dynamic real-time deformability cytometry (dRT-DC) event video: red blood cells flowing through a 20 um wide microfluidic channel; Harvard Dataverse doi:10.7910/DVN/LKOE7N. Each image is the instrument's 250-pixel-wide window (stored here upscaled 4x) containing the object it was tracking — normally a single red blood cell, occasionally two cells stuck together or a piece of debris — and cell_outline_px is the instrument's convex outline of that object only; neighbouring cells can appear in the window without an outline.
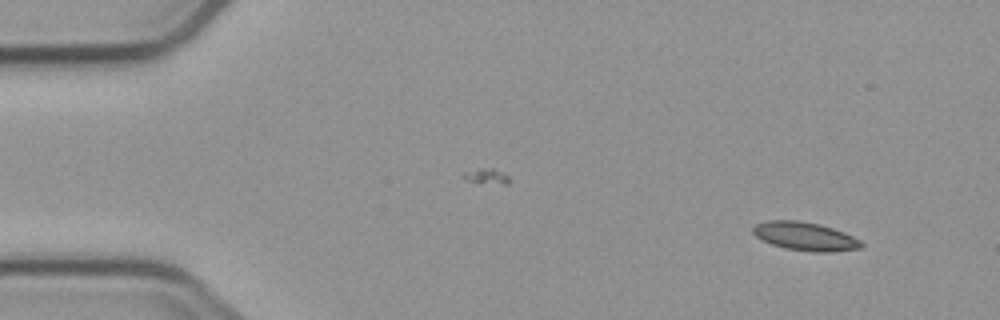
{"species": "common noctule bat (a hibernating species)", "species_latin": "Nyctalus noctula", "temperature_condition": "cold", "stored_images_in_passage": 4, "camera_frame_rate_fps": 3000, "um_per_image_px": 0.085, "animal": {"sex": "male", "body_mass_g": 23.1, "forearm_length_mm": 52.7}, "frame": {"image": 1, "passage_image": 1, "time_ms": 0.0, "image_size_px": [1000, 320], "cell_outline_px": [[864, 244], [860, 248], [836, 252], [812, 252], [784, 248], [772, 244], [756, 236], [752, 232], [752, 228], [756, 224], [768, 220], [800, 220], [820, 224], [844, 232], [860, 240]], "centroid_in_image_um": [68.45, 20.09], "position_along_channel_um": 16.6, "area_um2": 18.03}}
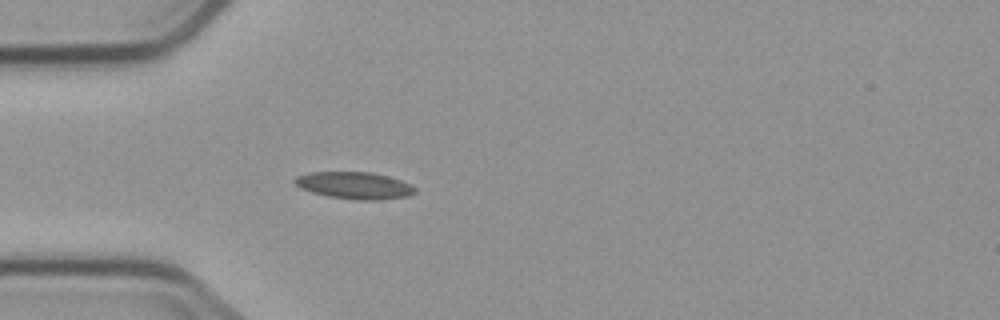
{"frame": {"image": 2, "passage_image": 4, "time_ms": 3.667, "image_size_px": [1000, 320], "cell_outline_px": [[416, 192], [408, 196], [380, 200], [356, 200], [328, 196], [312, 192], [300, 188], [292, 180], [296, 176], [308, 172], [372, 172], [388, 176], [412, 184], [416, 188]], "centroid_in_image_um": [30.14, 15.76], "position_along_channel_um": 54.9, "area_um2": 19.07}}